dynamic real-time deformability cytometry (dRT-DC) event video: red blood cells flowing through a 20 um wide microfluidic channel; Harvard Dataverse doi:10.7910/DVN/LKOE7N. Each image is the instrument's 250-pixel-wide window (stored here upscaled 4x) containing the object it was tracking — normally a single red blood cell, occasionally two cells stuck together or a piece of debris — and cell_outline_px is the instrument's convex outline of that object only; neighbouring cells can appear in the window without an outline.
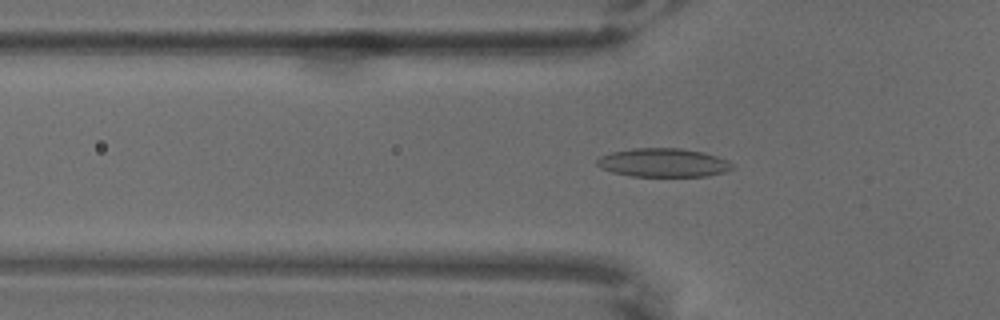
{"species": "common noctule bat (a hibernating species)", "species_latin": "Nyctalus noctula", "temperature_condition": "warm", "stored_images_in_passage": 64, "camera_frame_rate_fps": 3000, "um_per_image_px": 0.085, "animal": {"sex": "male", "body_mass_g": 18.8}, "frame": {"image": 1, "passage_image": 21, "time_ms": 6.667, "image_size_px": [1000, 320], "cell_outline_px": [[732, 168], [724, 172], [708, 176], [632, 176], [612, 172], [600, 168], [596, 164], [596, 160], [600, 156], [612, 152], [632, 148], [680, 148], [704, 152], [728, 160], [732, 164]], "centroid_in_image_um": [56.36, 13.82], "position_along_channel_um": 69.4, "area_um2": 22.6}}
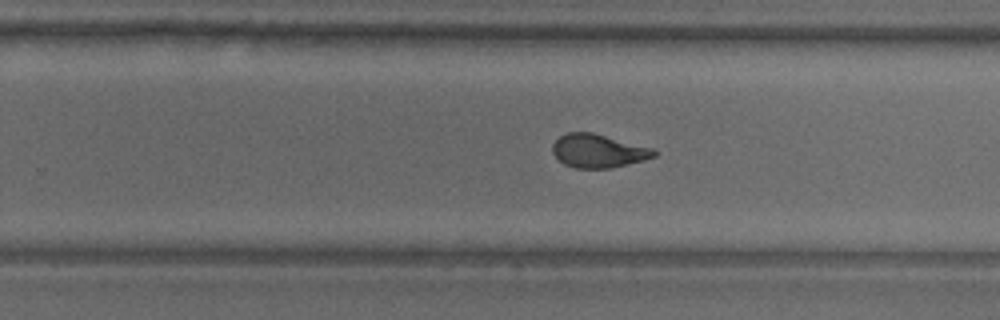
{"frame": {"image": 2, "passage_image": 41, "time_ms": 13.333, "image_size_px": [1000, 320], "cell_outline_px": [[656, 156], [644, 160], [612, 168], [576, 168], [564, 164], [552, 152], [552, 144], [564, 132], [592, 132], [652, 148], [656, 152]], "centroid_in_image_um": [50.83, 12.82], "position_along_channel_um": 279.0, "area_um2": 19.71}}
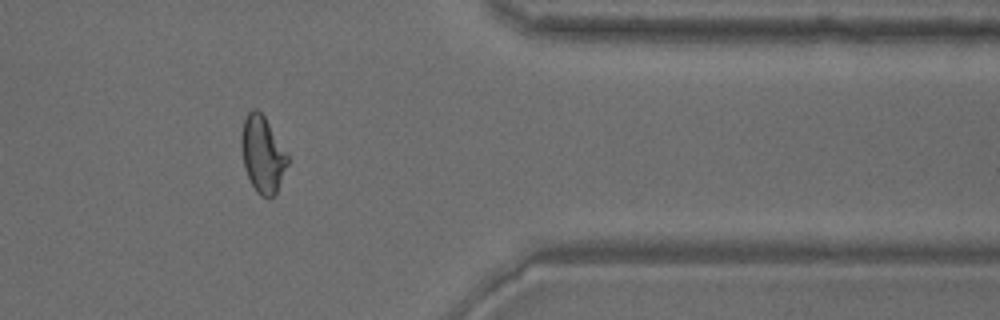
{"frame": {"image": 3, "passage_image": 53, "time_ms": 17.333, "image_size_px": [1000, 320], "cell_outline_px": [[288, 164], [276, 192], [268, 200], [260, 196], [256, 192], [244, 168], [240, 148], [240, 136], [244, 120], [248, 112], [252, 108], [256, 108], [264, 116], [288, 152]], "centroid_in_image_um": [22.31, 13.11], "position_along_channel_um": 389.1, "area_um2": 20.92}}